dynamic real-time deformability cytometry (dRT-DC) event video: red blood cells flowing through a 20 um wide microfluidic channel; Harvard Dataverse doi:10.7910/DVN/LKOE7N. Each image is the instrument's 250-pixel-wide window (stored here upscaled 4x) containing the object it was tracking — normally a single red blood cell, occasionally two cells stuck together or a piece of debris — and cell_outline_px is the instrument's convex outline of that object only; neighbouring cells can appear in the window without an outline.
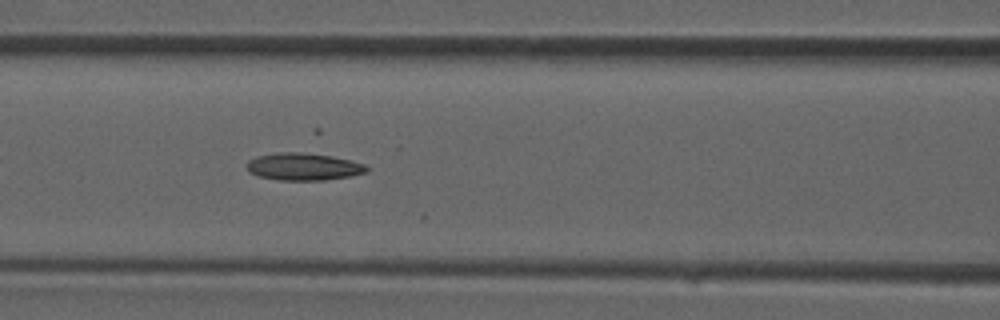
{"species": "common noctule bat (a hibernating species)", "species_latin": "Nyctalus noctula", "temperature_condition": "room temperature", "stored_images_in_passage": 27, "camera_frame_rate_fps": 3000, "um_per_image_px": 0.085, "animal": {"sex": "male", "forearm_length_mm": 52.5}, "frame": {"image": 1, "passage_image": 15, "time_ms": 4.667, "image_size_px": [1000, 320], "cell_outline_px": [[368, 172], [348, 176], [324, 180], [280, 180], [260, 176], [248, 172], [244, 164], [248, 160], [256, 156], [276, 152], [300, 152], [332, 156], [352, 160], [364, 164], [368, 168]], "centroid_in_image_um": [25.75, 14.15], "position_along_channel_um": 140.8, "area_um2": 19.19}}